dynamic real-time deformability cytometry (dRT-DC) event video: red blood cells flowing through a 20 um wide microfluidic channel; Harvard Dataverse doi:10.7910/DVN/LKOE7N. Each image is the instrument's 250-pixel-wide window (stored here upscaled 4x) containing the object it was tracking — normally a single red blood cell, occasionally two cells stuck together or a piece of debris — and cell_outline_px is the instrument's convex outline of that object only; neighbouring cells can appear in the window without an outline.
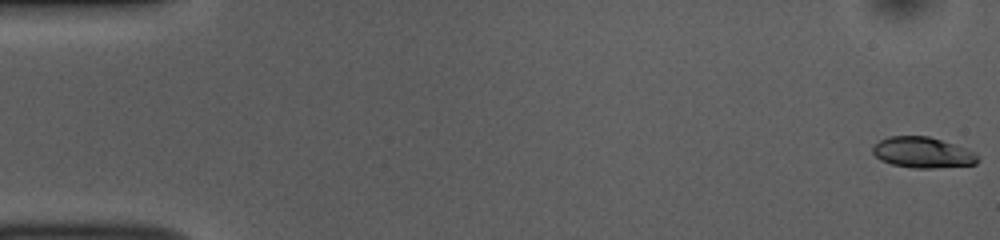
{"species": "common noctule bat (a hibernating species)", "species_latin": "Nyctalus noctula", "temperature_condition": "room temperature", "stored_images_in_passage": 52, "camera_frame_rate_fps": 3000, "um_per_image_px": 0.085, "animal": {"sex": "female", "body_mass_g": 10.0, "forearm_length_mm": 53.1}, "frame": {"image": 1, "passage_image": 1, "time_ms": 0.0, "image_size_px": [1000, 240], "cell_outline_px": [[980, 160], [976, 164], [932, 168], [912, 168], [892, 164], [880, 160], [872, 152], [872, 148], [880, 140], [888, 136], [928, 136], [976, 152], [980, 156]], "centroid_in_image_um": [78.44, 12.97], "position_along_channel_um": 6.6, "area_um2": 18.79}}
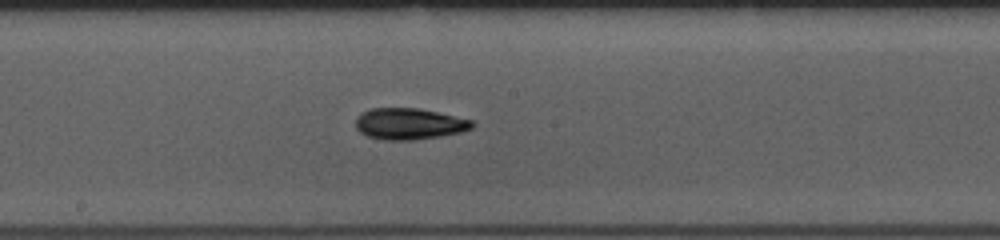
{"frame": {"image": 2, "passage_image": 28, "time_ms": 9.0, "image_size_px": [1000, 240], "cell_outline_px": [[476, 124], [472, 128], [460, 132], [440, 136], [412, 140], [384, 140], [368, 136], [360, 132], [356, 128], [356, 120], [360, 112], [368, 108], [420, 108], [472, 120]], "centroid_in_image_um": [34.76, 10.52], "position_along_channel_um": 213.4, "area_um2": 21.33}}
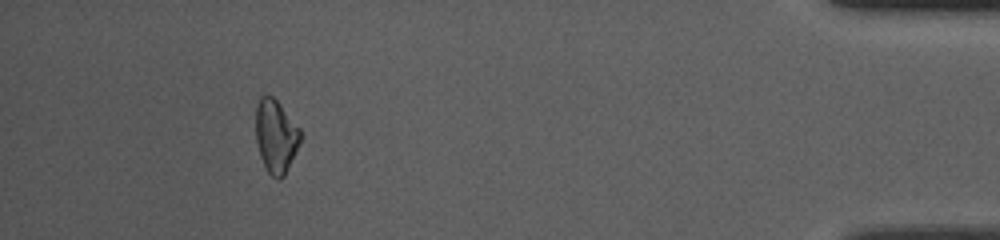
{"frame": {"image": 3, "passage_image": 48, "time_ms": 15.667, "image_size_px": [1000, 240], "cell_outline_px": [[300, 144], [284, 176], [280, 180], [276, 180], [268, 172], [260, 156], [256, 140], [256, 104], [260, 96], [272, 96], [280, 104], [300, 128]], "centroid_in_image_um": [23.44, 11.59], "position_along_channel_um": 411.8, "area_um2": 19.02}, "authors_computed_cell_mechanics": {"area_um2": 19.8832, "velocity_mm_per_s": 3.8704, "shape_relaxation_time_tau1_ms": 3.5815, "shape_relaxation_time_tau2_ms": 5.9222, "deformation_change_tau1": 0.1032, "deformation_change_tau2": 0.1069}}